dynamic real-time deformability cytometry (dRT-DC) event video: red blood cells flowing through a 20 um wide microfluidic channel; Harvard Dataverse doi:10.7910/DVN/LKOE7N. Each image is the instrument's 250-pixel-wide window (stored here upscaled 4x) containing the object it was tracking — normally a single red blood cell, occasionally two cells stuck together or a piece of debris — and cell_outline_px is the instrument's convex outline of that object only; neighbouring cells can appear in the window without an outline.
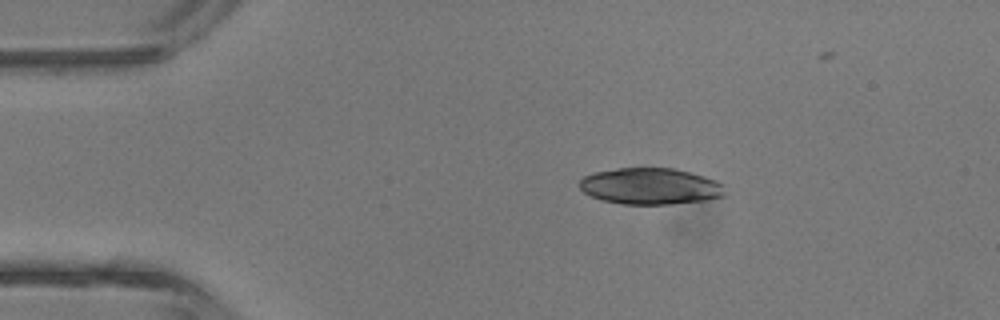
{"species": "common noctule bat (a hibernating species)", "species_latin": "Nyctalus noctula", "temperature_condition": "room temperature", "stored_images_in_passage": 4, "camera_frame_rate_fps": 3000, "um_per_image_px": 0.085, "animal": {"sex": "male", "body_mass_g": 13.3}, "frame": {"image": 1, "passage_image": 2, "time_ms": 1.333, "image_size_px": [1000, 320], "cell_outline_px": [[724, 196], [704, 200], [672, 204], [620, 204], [600, 200], [584, 192], [576, 184], [584, 176], [592, 172], [616, 168], [672, 168], [704, 176], [716, 180], [724, 184]], "centroid_in_image_um": [55.24, 15.83], "position_along_channel_um": 29.8, "area_um2": 31.04}}